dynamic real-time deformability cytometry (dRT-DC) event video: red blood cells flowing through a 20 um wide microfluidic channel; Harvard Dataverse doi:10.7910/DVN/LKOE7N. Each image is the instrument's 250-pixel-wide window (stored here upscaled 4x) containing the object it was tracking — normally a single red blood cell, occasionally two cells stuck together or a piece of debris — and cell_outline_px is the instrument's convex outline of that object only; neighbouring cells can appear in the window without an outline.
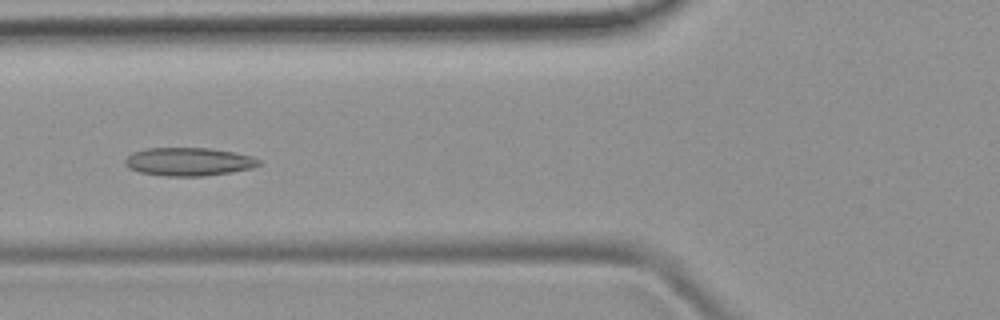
{"species": "common noctule bat (a hibernating species)", "species_latin": "Nyctalus noctula", "temperature_condition": "room temperature", "stored_images_in_passage": 4, "camera_frame_rate_fps": 3000, "um_per_image_px": 0.085, "animal": {"sex": "female", "body_mass_g": 19.9}, "frame": {"image": 1, "passage_image": 4, "time_ms": 4.333, "image_size_px": [1000, 320], "cell_outline_px": [[260, 164], [252, 168], [232, 172], [204, 176], [164, 176], [140, 172], [128, 168], [124, 164], [124, 160], [132, 152], [144, 148], [208, 148], [236, 152], [252, 156], [260, 160]], "centroid_in_image_um": [16.02, 13.74], "position_along_channel_um": 109.8, "area_um2": 22.2}}